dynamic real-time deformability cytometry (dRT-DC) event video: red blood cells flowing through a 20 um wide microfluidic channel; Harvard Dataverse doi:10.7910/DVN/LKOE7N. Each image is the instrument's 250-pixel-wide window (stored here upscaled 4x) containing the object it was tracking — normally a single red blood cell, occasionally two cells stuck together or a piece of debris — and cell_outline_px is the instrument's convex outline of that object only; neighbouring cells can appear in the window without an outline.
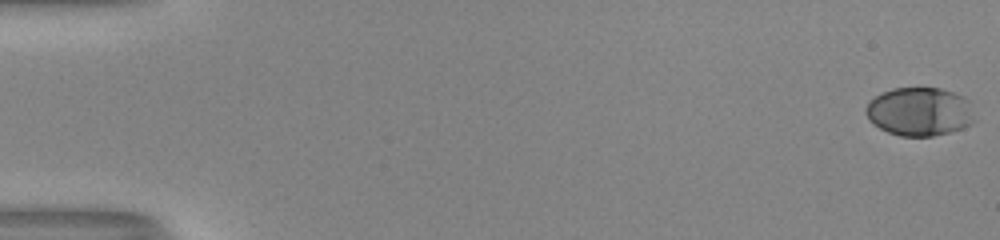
{"species": "human", "species_latin": "Homo sapiens", "temperature_condition": "room temperature", "stored_images_in_passage": 48, "camera_frame_rate_fps": 3000, "um_per_image_px": 0.085, "donor": {"sex": "male"}, "frame": {"image": 1, "passage_image": 1, "time_ms": 0.0, "image_size_px": [1000, 240], "cell_outline_px": [[976, 120], [972, 124], [948, 132], [932, 136], [900, 136], [888, 132], [872, 124], [868, 120], [864, 112], [864, 108], [876, 96], [892, 88], [940, 88], [964, 96], [968, 100]], "centroid_in_image_um": [78.15, 9.49], "position_along_channel_um": 6.8, "area_um2": 30.81}}
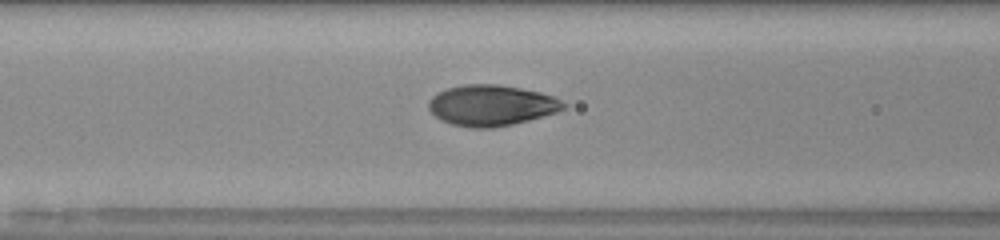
{"frame": {"image": 2, "passage_image": 24, "time_ms": 7.667, "image_size_px": [1000, 240], "cell_outline_px": [[568, 104], [564, 108], [556, 112], [528, 120], [512, 124], [492, 128], [472, 128], [452, 124], [440, 120], [428, 108], [428, 100], [436, 92], [448, 88], [464, 84], [500, 84], [540, 92], [552, 96]], "centroid_in_image_um": [41.74, 8.95], "position_along_channel_um": 124.9, "area_um2": 32.08}}
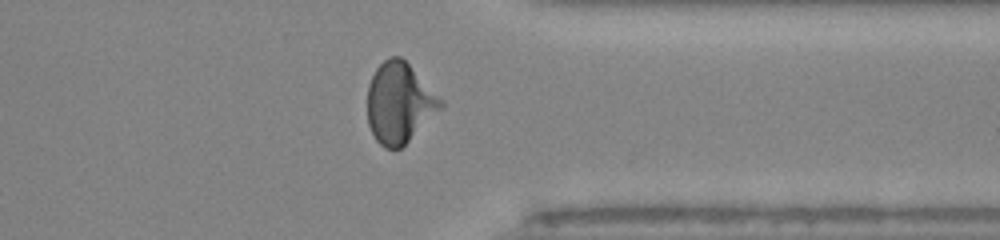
{"frame": {"image": 3, "passage_image": 43, "time_ms": 14.0, "image_size_px": [1000, 240], "cell_outline_px": [[444, 104], [400, 148], [384, 148], [376, 140], [368, 124], [368, 84], [376, 68], [384, 60], [392, 56], [400, 56], [444, 100]], "centroid_in_image_um": [33.92, 8.72], "position_along_channel_um": 377.5, "area_um2": 33.64}, "authors_computed_cell_mechanics": {"area_um2": 31.2698, "velocity_mm_per_s": 4.048, "shape_relaxation_time_tau1_ms": 3.3959, "shape_relaxation_time_tau2_ms": null, "deformation_change_tau1": 0.1893, "deformation_change_tau2": null}}